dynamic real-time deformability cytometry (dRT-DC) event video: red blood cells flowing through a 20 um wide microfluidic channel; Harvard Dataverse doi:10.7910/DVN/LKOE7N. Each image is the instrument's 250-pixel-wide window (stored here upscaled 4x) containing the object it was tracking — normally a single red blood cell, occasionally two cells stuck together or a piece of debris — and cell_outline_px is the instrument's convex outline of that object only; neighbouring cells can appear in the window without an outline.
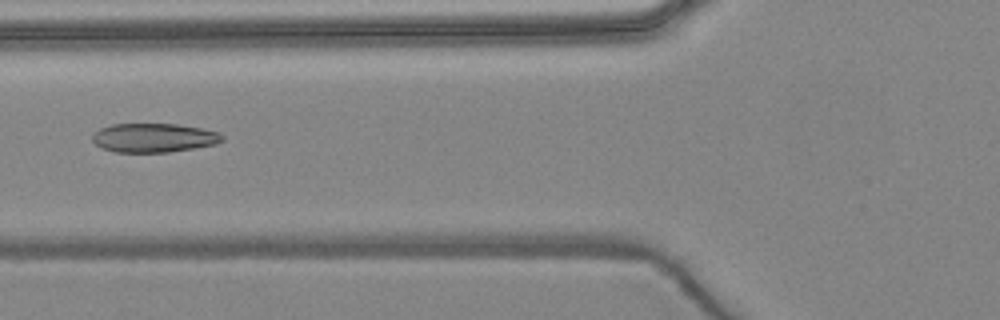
{"species": "common noctule bat (a hibernating species)", "species_latin": "Nyctalus noctula", "temperature_condition": "warm", "stored_images_in_passage": 4, "camera_frame_rate_fps": 3000, "um_per_image_px": 0.085, "animal": {"sex": "female", "body_mass_g": 24.6, "forearm_length_mm": 56.2}, "frame": {"image": 1, "passage_image": 4, "time_ms": 3.667, "image_size_px": [1000, 320], "cell_outline_px": [[224, 140], [216, 144], [168, 152], [116, 152], [104, 148], [96, 144], [92, 140], [92, 136], [100, 128], [112, 124], [176, 124], [200, 128], [220, 132], [224, 136]], "centroid_in_image_um": [13.1, 11.71], "position_along_channel_um": 112.7, "area_um2": 21.79}}